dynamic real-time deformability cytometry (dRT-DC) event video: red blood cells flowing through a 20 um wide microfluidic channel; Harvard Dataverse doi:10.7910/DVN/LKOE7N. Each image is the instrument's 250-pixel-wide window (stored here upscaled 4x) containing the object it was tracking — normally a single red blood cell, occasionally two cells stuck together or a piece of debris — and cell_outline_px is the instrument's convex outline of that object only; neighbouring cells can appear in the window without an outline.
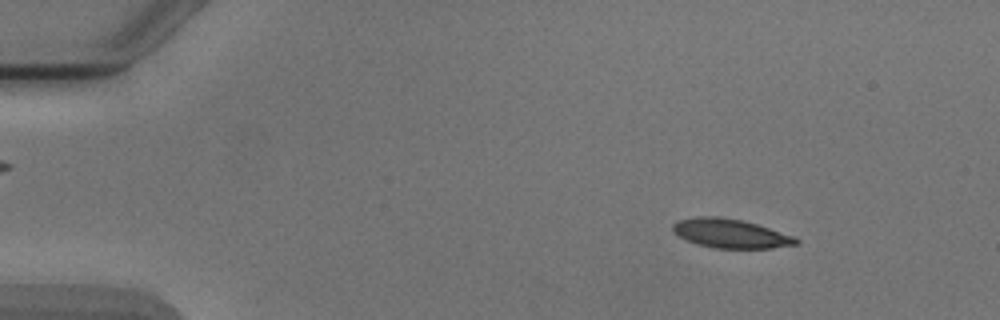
{"species": "Egyptian fruit bat (a non-hibernating species)", "species_latin": "Rousettus aegyptiacus", "temperature_condition": "cold", "stored_images_in_passage": 5, "camera_frame_rate_fps": 3000, "um_per_image_px": 0.085, "animal": {"sex": "male"}, "frame": {"image": 1, "passage_image": 2, "time_ms": 1.333, "image_size_px": [1000, 320], "cell_outline_px": [[800, 244], [772, 248], [712, 248], [696, 244], [684, 240], [672, 232], [672, 224], [680, 220], [700, 216], [716, 216], [740, 220], [756, 224], [792, 236], [800, 240]], "centroid_in_image_um": [62.05, 19.86], "position_along_channel_um": 23.0, "area_um2": 20.81}}
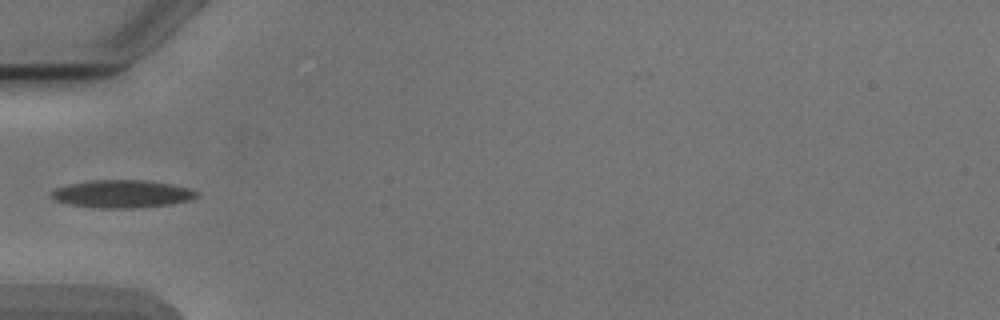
{"frame": {"image": 2, "passage_image": 5, "time_ms": 5.0, "image_size_px": [1000, 320], "cell_outline_px": [[200, 196], [192, 200], [172, 204], [140, 208], [96, 208], [68, 204], [56, 200], [48, 196], [48, 192], [56, 188], [68, 184], [92, 180], [144, 180], [168, 184], [188, 188], [200, 192]], "centroid_in_image_um": [10.37, 16.49], "position_along_channel_um": 74.6, "area_um2": 23.81}}